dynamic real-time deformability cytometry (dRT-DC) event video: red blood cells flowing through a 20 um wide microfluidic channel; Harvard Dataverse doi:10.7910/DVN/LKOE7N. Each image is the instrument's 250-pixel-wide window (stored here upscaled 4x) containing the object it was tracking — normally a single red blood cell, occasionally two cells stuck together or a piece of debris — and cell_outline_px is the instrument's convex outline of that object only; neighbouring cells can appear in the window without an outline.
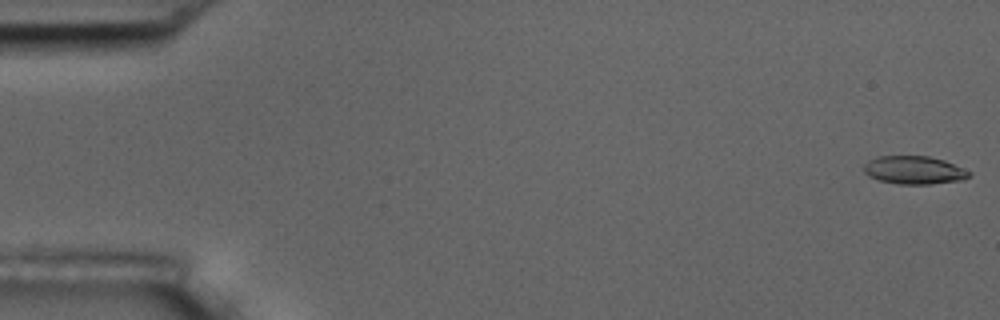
{"species": "common noctule bat (a hibernating species)", "species_latin": "Nyctalus noctula", "temperature_condition": "room temperature", "stored_images_in_passage": 56, "camera_frame_rate_fps": 3000, "um_per_image_px": 0.085, "animal": {"sex": "male", "body_mass_g": 17.5, "forearm_length_mm": 52.3}, "frame": {"image": 1, "passage_image": 1, "time_ms": 0.0, "image_size_px": [1000, 320], "cell_outline_px": [[972, 172], [964, 180], [932, 184], [896, 184], [880, 180], [868, 176], [864, 172], [864, 164], [868, 160], [876, 156], [928, 156], [944, 160]], "centroid_in_image_um": [77.68, 14.46], "position_along_channel_um": 7.3, "area_um2": 17.34}}
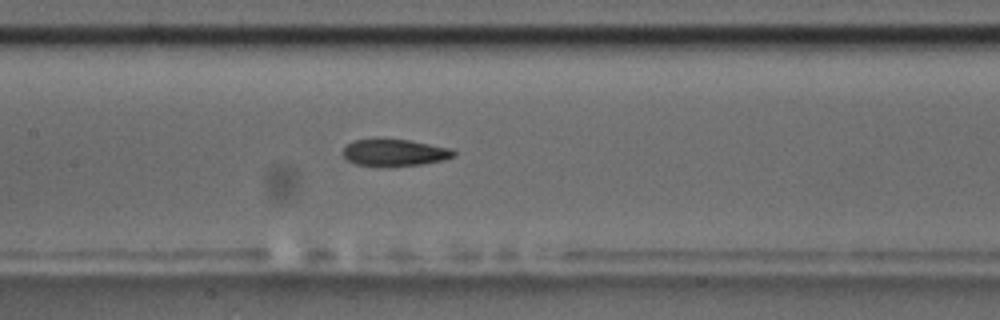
{"frame": {"image": 2, "passage_image": 27, "time_ms": 8.667, "image_size_px": [1000, 320], "cell_outline_px": [[456, 156], [444, 160], [420, 164], [356, 164], [348, 160], [344, 156], [344, 148], [352, 140], [380, 136], [408, 140], [448, 148], [456, 152]], "centroid_in_image_um": [33.51, 12.9], "position_along_channel_um": 173.9, "area_um2": 17.11}}
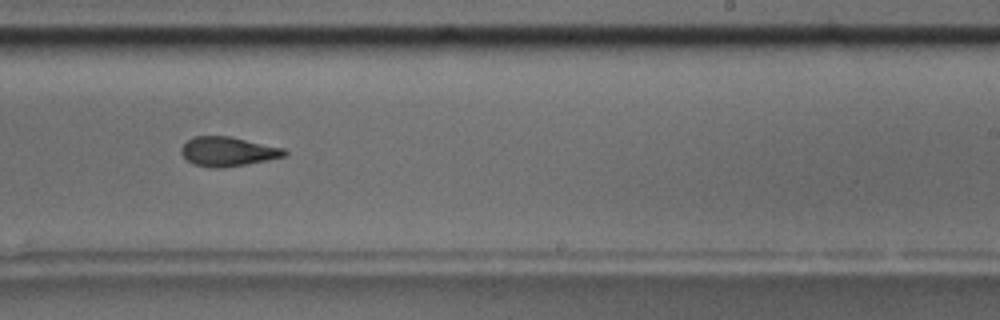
{"frame": {"image": 3, "passage_image": 35, "time_ms": 11.333, "image_size_px": [1000, 320], "cell_outline_px": [[288, 152], [284, 156], [268, 160], [224, 168], [212, 168], [192, 164], [180, 152], [180, 148], [188, 140], [196, 136], [228, 136], [284, 148]], "centroid_in_image_um": [19.35, 12.89], "position_along_channel_um": 269.6, "area_um2": 17.57}, "authors_computed_cell_mechanics": {"area_um2": 17.8024, "velocity_mm_per_s": 3.6037, "shape_relaxation_time_tau1_ms": 6.0359, "shape_relaxation_time_tau2_ms": 2.9404, "deformation_change_tau1": 0.1749, "deformation_change_tau2": 0.1074}}